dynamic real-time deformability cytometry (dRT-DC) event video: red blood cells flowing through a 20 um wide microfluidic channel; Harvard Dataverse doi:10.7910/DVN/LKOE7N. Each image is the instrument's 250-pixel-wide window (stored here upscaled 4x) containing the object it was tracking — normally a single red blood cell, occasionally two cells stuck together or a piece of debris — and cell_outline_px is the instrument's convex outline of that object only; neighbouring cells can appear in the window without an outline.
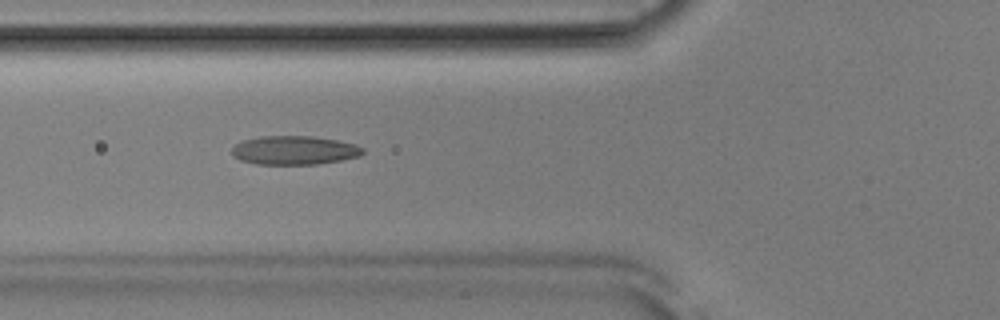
{"species": "Egyptian fruit bat (a non-hibernating species)", "species_latin": "Rousettus aegyptiacus", "temperature_condition": "room temperature", "stored_images_in_passage": 51, "camera_frame_rate_fps": 3000, "um_per_image_px": 0.085, "animal": {"sex": "male"}, "frame": {"image": 1, "passage_image": 19, "time_ms": 6.0, "image_size_px": [1000, 320], "cell_outline_px": [[364, 152], [360, 156], [340, 160], [316, 164], [256, 164], [240, 160], [232, 156], [232, 148], [236, 144], [244, 140], [260, 136], [312, 136], [336, 140], [356, 144], [364, 148]], "centroid_in_image_um": [25.01, 12.77], "position_along_channel_um": 100.8, "area_um2": 21.96}}
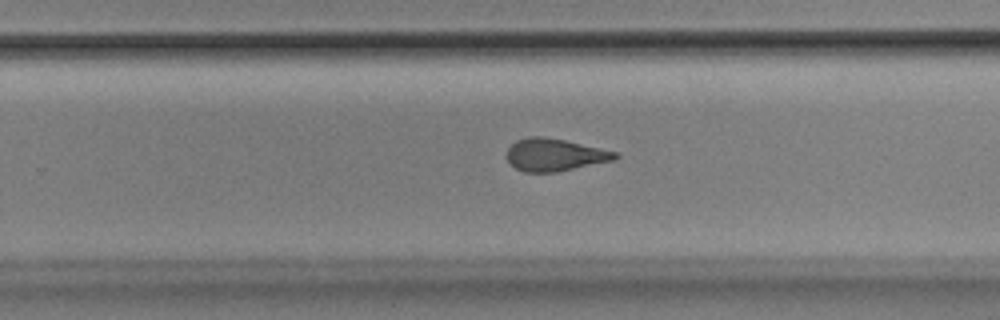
{"frame": {"image": 2, "passage_image": 33, "time_ms": 10.667, "image_size_px": [1000, 320], "cell_outline_px": [[620, 156], [616, 160], [556, 172], [524, 172], [516, 168], [508, 160], [508, 148], [516, 140], [528, 136], [544, 136], [564, 140], [616, 152]], "centroid_in_image_um": [47.16, 13.16], "position_along_channel_um": 282.6, "area_um2": 20.35}}
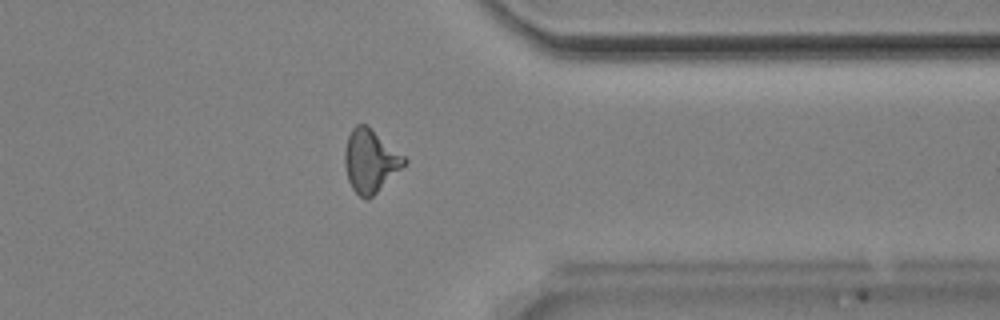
{"frame": {"image": 3, "passage_image": 41, "time_ms": 13.333, "image_size_px": [1000, 320], "cell_outline_px": [[408, 160], [368, 200], [364, 200], [352, 188], [348, 180], [344, 164], [344, 152], [348, 136], [352, 128], [356, 124], [368, 124], [404, 156]], "centroid_in_image_um": [31.44, 13.64], "position_along_channel_um": 380.0, "area_um2": 21.56}}